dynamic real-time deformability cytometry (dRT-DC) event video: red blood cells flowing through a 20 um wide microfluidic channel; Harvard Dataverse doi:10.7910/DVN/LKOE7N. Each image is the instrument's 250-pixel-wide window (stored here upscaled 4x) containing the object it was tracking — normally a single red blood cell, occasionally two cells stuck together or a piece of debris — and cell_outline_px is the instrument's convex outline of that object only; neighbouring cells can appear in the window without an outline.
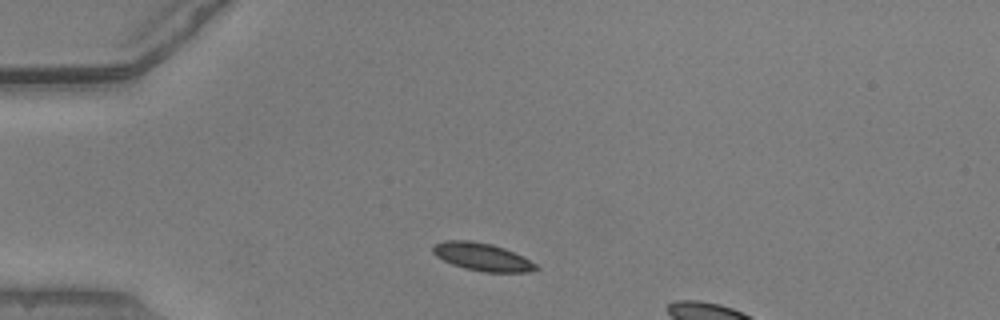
{"species": "common noctule bat (a hibernating species)", "species_latin": "Nyctalus noctula", "temperature_condition": "warm", "stored_images_in_passage": 37, "camera_frame_rate_fps": 3000, "um_per_image_px": 0.085, "animal": {"sex": "male", "body_mass_g": 20.5, "forearm_length_mm": 52.5}, "frame": {"image": 1, "passage_image": 1, "time_ms": 0.0, "image_size_px": [1000, 320], "cell_outline_px": [[540, 268], [528, 272], [484, 272], [464, 268], [452, 264], [436, 256], [432, 252], [432, 244], [444, 240], [472, 240], [492, 244], [504, 248], [536, 264]], "centroid_in_image_um": [40.93, 21.82], "position_along_channel_um": 44.1, "area_um2": 16.65}}
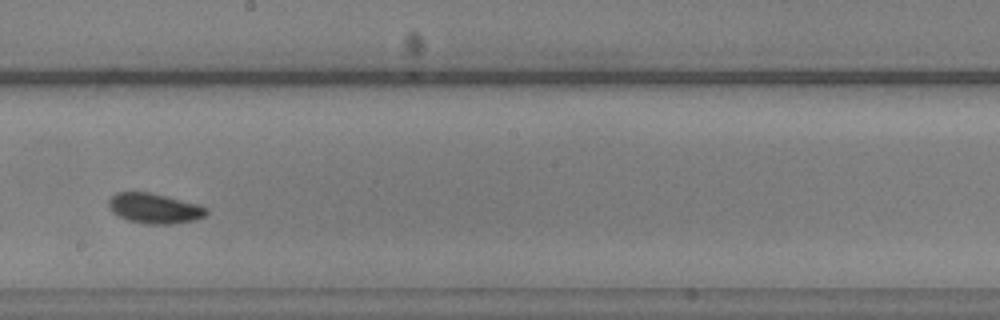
{"frame": {"image": 2, "passage_image": 18, "time_ms": 5.667, "image_size_px": [1000, 320], "cell_outline_px": [[208, 212], [204, 216], [196, 220], [172, 224], [148, 224], [128, 220], [112, 212], [108, 204], [108, 200], [116, 192], [148, 192], [196, 204], [208, 208]], "centroid_in_image_um": [13.12, 17.72], "position_along_channel_um": 235.1, "area_um2": 16.94}}
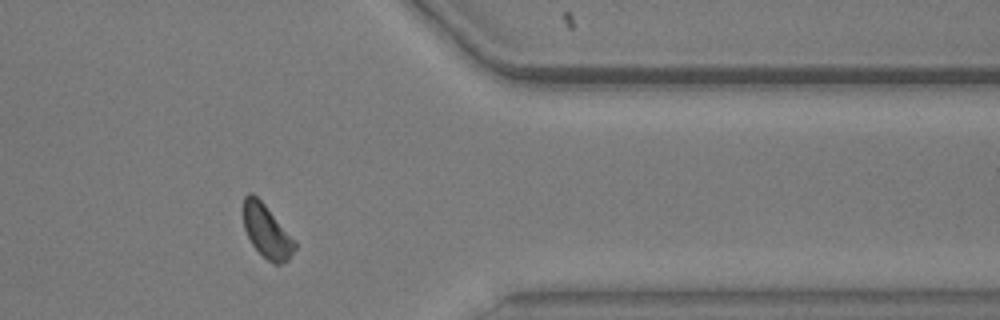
{"frame": {"image": 3, "passage_image": 31, "time_ms": 10.0, "image_size_px": [1000, 320], "cell_outline_px": [[296, 248], [288, 260], [280, 264], [272, 264], [252, 244], [244, 228], [244, 196], [248, 192], [252, 192], [264, 204], [296, 240]], "centroid_in_image_um": [22.7, 19.66], "position_along_channel_um": 388.7, "area_um2": 15.78}, "authors_computed_cell_mechanics": {"area_um2": 16.473, "velocity_mm_per_s": 3.8544, "shape_relaxation_time_tau1_ms": 2.0712, "shape_relaxation_time_tau2_ms": null, "deformation_change_tau1": 0.0881, "deformation_change_tau2": null}}